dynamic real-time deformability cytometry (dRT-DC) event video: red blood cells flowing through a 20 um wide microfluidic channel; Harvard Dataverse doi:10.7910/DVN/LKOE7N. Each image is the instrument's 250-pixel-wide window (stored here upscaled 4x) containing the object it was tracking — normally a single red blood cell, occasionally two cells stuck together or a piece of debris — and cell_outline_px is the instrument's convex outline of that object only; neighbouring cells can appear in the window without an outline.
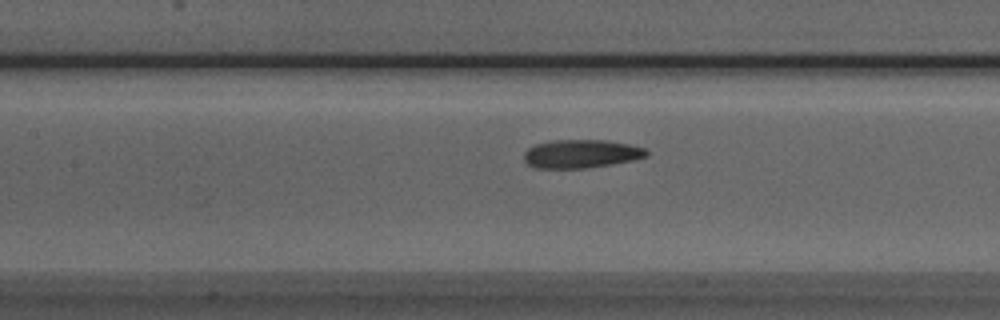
{"species": "Egyptian fruit bat (a non-hibernating species)", "species_latin": "Rousettus aegyptiacus", "temperature_condition": "room temperature", "stored_images_in_passage": 25, "camera_frame_rate_fps": 3000, "um_per_image_px": 0.085, "animal": {"sex": "male"}, "frame": {"image": 1, "passage_image": 10, "time_ms": 3.0, "image_size_px": [1000, 320], "cell_outline_px": [[648, 156], [632, 160], [612, 164], [588, 168], [532, 168], [524, 160], [524, 152], [528, 148], [536, 144], [552, 140], [604, 140], [628, 144], [644, 148], [648, 152]], "centroid_in_image_um": [49.37, 13.08], "position_along_channel_um": 158.0, "area_um2": 20.29}}
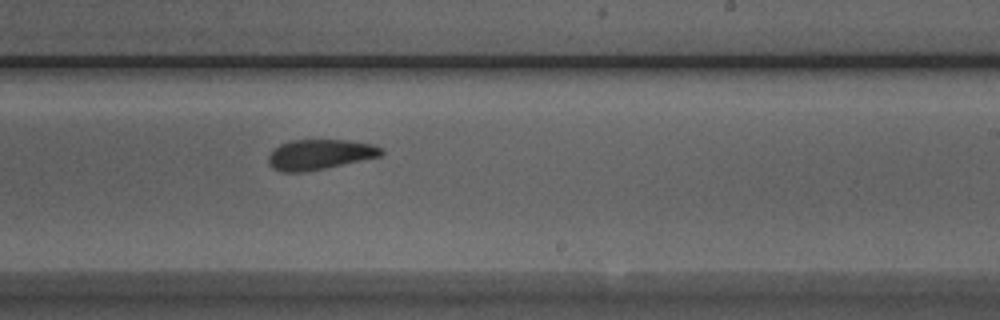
{"frame": {"image": 2, "passage_image": 18, "time_ms": 5.667, "image_size_px": [1000, 320], "cell_outline_px": [[384, 152], [380, 156], [324, 168], [304, 172], [280, 172], [272, 168], [268, 164], [268, 156], [280, 144], [288, 140], [348, 140], [372, 144], [384, 148]], "centroid_in_image_um": [27.16, 13.13], "position_along_channel_um": 261.8, "area_um2": 19.83}}
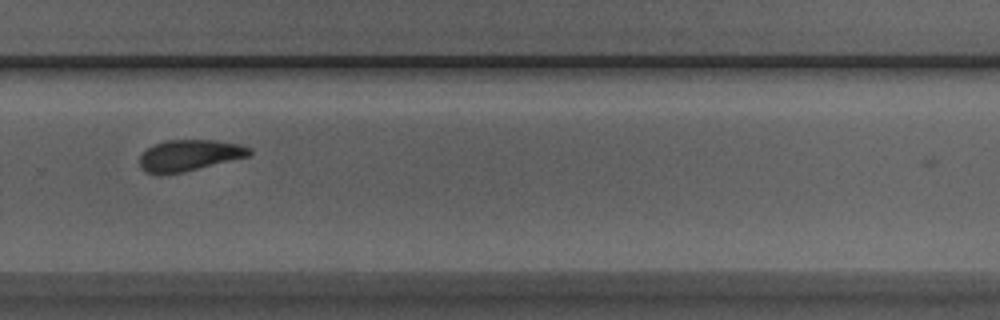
{"frame": {"image": 3, "passage_image": 22, "time_ms": 7.0, "image_size_px": [1000, 320], "cell_outline_px": [[252, 152], [248, 156], [184, 172], [160, 176], [144, 172], [140, 168], [140, 156], [148, 148], [156, 144], [168, 140], [212, 140], [240, 144], [252, 148]], "centroid_in_image_um": [16.07, 13.23], "position_along_channel_um": 313.7, "area_um2": 20.06}}